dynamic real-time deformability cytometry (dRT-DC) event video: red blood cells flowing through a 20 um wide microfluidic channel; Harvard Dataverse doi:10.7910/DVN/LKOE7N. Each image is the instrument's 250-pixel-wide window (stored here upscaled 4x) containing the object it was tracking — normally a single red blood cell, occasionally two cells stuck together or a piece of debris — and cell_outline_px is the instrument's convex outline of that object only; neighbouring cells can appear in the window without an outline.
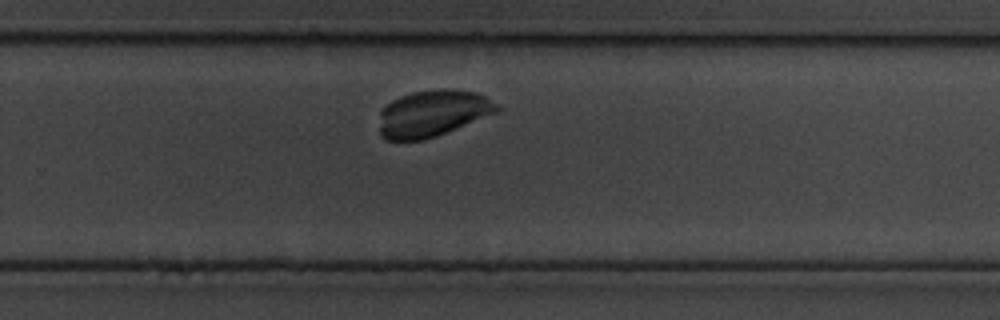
{"species": "common noctule bat (a hibernating species)", "species_latin": "Nyctalus noctula", "temperature_condition": "cold", "stored_images_in_passage": 55, "camera_frame_rate_fps": 3000, "um_per_image_px": 0.085, "animal": {"sex": "male", "body_mass_g": 19.5, "forearm_length_mm": 54.6}, "frame": {"image": 1, "passage_image": 39, "time_ms": 12.667, "image_size_px": [1000, 320], "cell_outline_px": [[500, 112], [436, 136], [424, 140], [384, 140], [380, 136], [380, 112], [392, 100], [400, 96], [412, 92], [444, 88], [476, 92], [484, 96], [496, 104], [500, 108]], "centroid_in_image_um": [36.78, 9.64], "position_along_channel_um": 293.0, "area_um2": 31.96}}
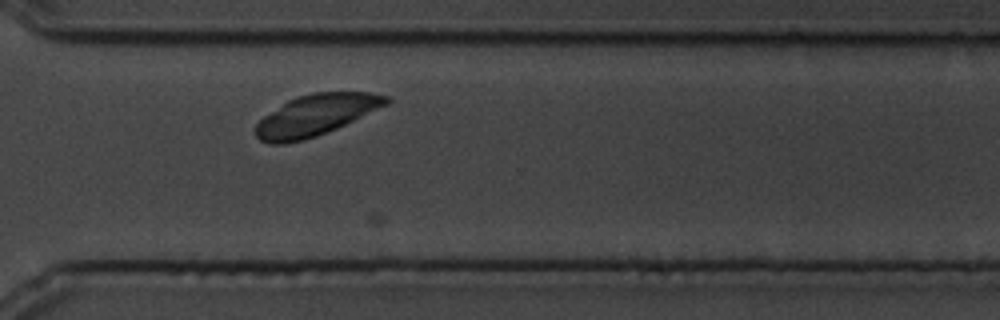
{"frame": {"image": 2, "passage_image": 46, "time_ms": 15.0, "image_size_px": [1000, 320], "cell_outline_px": [[392, 100], [388, 104], [336, 128], [316, 136], [304, 140], [284, 144], [268, 144], [260, 140], [256, 136], [256, 124], [264, 116], [288, 100], [296, 96], [312, 92], [368, 92], [388, 96]], "centroid_in_image_um": [26.83, 9.78], "position_along_channel_um": 343.8, "area_um2": 31.1}}